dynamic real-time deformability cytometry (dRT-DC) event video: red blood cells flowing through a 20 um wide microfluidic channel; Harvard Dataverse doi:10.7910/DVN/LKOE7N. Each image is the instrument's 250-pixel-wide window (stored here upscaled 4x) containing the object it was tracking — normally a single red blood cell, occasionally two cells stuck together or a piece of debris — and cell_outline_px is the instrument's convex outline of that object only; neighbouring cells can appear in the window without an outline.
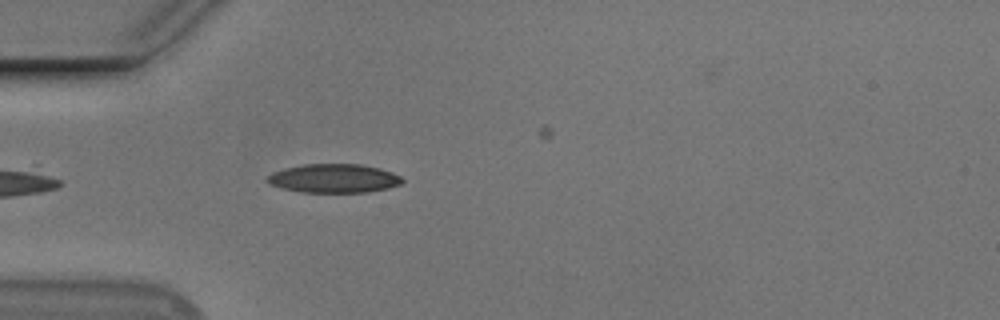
{"species": "Egyptian fruit bat (a non-hibernating species)", "species_latin": "Rousettus aegyptiacus", "temperature_condition": "cold", "stored_images_in_passage": 30, "camera_frame_rate_fps": 3000, "um_per_image_px": 0.085, "animal": {"sex": "male"}, "frame": {"image": 1, "passage_image": 3, "time_ms": 0.667, "image_size_px": [1000, 320], "cell_outline_px": [[404, 180], [400, 184], [388, 188], [368, 192], [300, 192], [268, 184], [264, 180], [272, 172], [304, 164], [360, 164], [380, 168], [392, 172], [400, 176]], "centroid_in_image_um": [28.38, 15.16], "position_along_channel_um": 56.6, "area_um2": 22.6}}
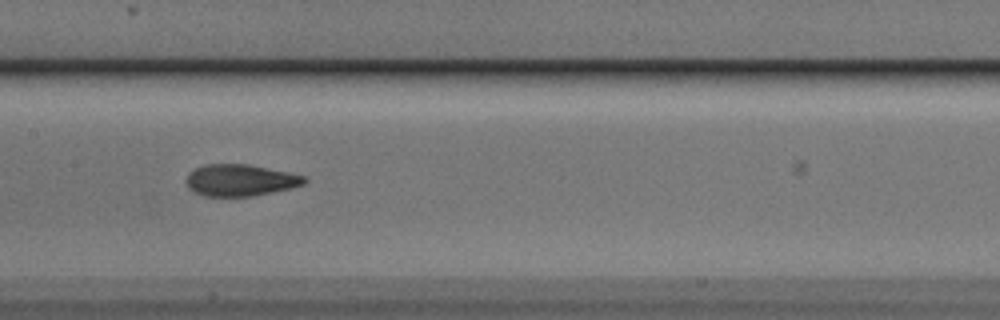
{"frame": {"image": 2, "passage_image": 14, "time_ms": 4.333, "image_size_px": [1000, 320], "cell_outline_px": [[308, 180], [304, 184], [288, 188], [252, 196], [204, 196], [192, 192], [188, 188], [188, 172], [204, 164], [248, 164], [288, 172], [304, 176]], "centroid_in_image_um": [20.39, 15.31], "position_along_channel_um": 187.0, "area_um2": 21.62}}
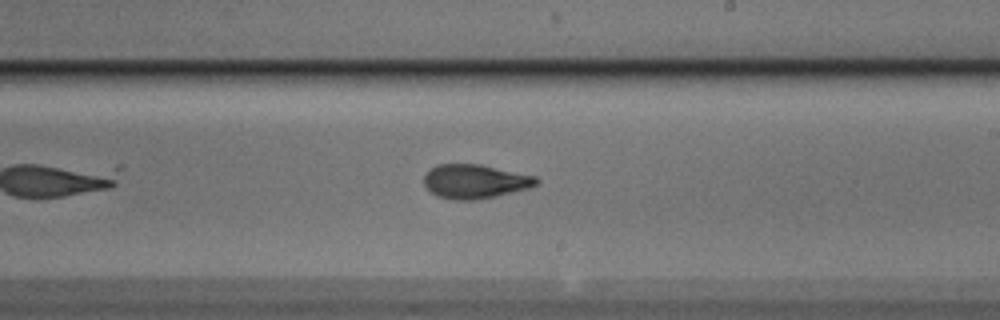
{"frame": {"image": 3, "passage_image": 19, "time_ms": 6.0, "image_size_px": [1000, 320], "cell_outline_px": [[540, 180], [536, 184], [528, 188], [496, 196], [472, 200], [452, 200], [436, 196], [424, 184], [424, 176], [436, 164], [480, 164], [536, 176]], "centroid_in_image_um": [40.37, 15.42], "position_along_channel_um": 248.6, "area_um2": 22.2}}